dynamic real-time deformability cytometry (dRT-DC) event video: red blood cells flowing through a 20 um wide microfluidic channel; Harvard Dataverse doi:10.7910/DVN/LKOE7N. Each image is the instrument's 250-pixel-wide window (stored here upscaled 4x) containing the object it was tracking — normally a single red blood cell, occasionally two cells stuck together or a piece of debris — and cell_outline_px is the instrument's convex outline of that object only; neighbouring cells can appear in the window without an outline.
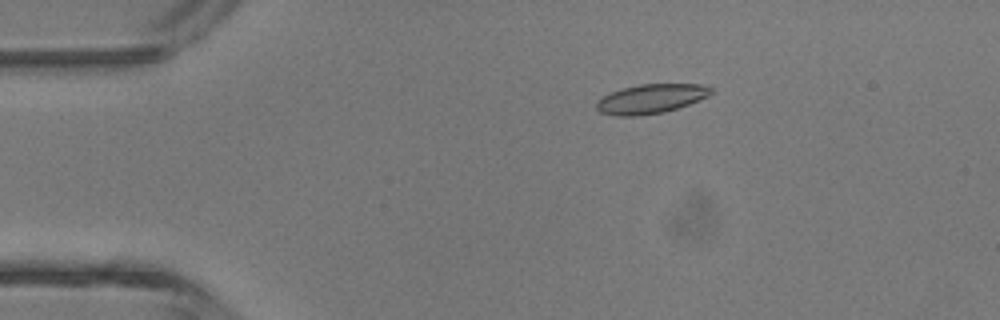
{"species": "common noctule bat (a hibernating species)", "species_latin": "Nyctalus noctula", "temperature_condition": "room temperature", "stored_images_in_passage": 3, "camera_frame_rate_fps": 3000, "um_per_image_px": 0.085, "animal": {"sex": "male", "body_mass_g": 13.3}, "frame": {"image": 1, "passage_image": 2, "time_ms": 2.0, "image_size_px": [1000, 320], "cell_outline_px": [[712, 92], [708, 96], [688, 104], [664, 112], [636, 116], [616, 116], [600, 112], [596, 108], [596, 100], [612, 92], [624, 88], [640, 84], [700, 84], [712, 88]], "centroid_in_image_um": [55.3, 8.4], "position_along_channel_um": 29.7, "area_um2": 19.36}}